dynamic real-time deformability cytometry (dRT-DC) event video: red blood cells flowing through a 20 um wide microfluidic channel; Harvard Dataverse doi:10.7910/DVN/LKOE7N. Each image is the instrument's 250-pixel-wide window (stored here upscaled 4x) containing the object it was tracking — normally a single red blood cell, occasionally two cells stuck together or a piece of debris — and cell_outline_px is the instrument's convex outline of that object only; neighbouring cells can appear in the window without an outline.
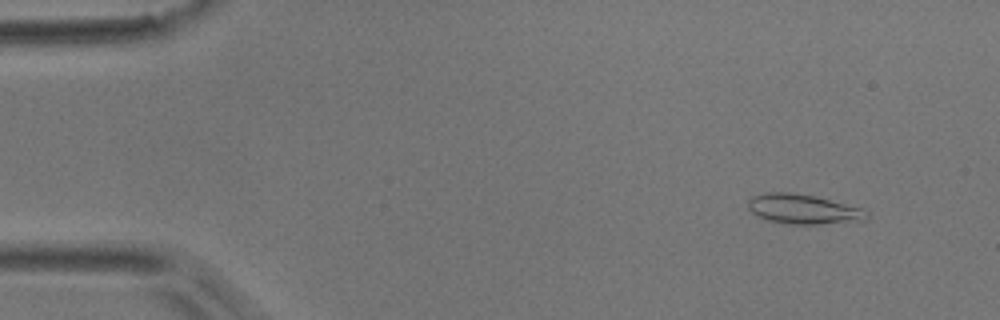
{"species": "common noctule bat (a hibernating species)", "species_latin": "Nyctalus noctula", "temperature_condition": "room temperature", "stored_images_in_passage": 35, "camera_frame_rate_fps": 3000, "um_per_image_px": 0.085, "animal": {"sex": "male", "body_mass_g": 17.9}, "frame": {"image": 1, "passage_image": 2, "time_ms": 0.333, "image_size_px": [1000, 320], "cell_outline_px": [[872, 216], [868, 220], [820, 224], [784, 224], [768, 220], [756, 216], [748, 208], [748, 200], [752, 196], [764, 192], [788, 192], [816, 196], [864, 208]], "centroid_in_image_um": [68.31, 17.78], "position_along_channel_um": 16.7, "area_um2": 20.98}}
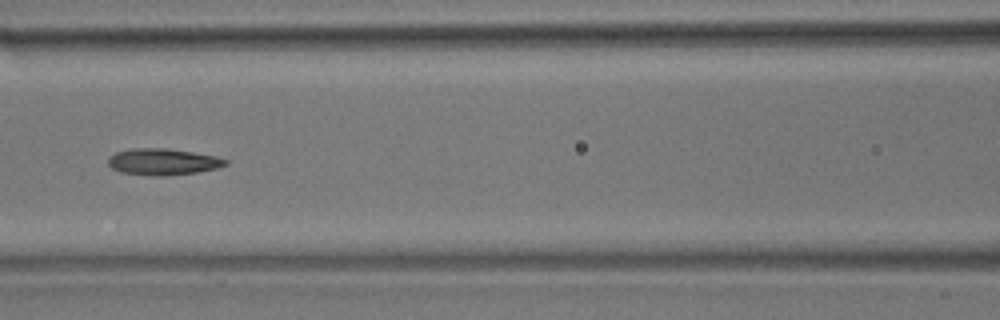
{"frame": {"image": 2, "passage_image": 20, "time_ms": 6.333, "image_size_px": [1000, 320], "cell_outline_px": [[228, 164], [216, 168], [196, 172], [164, 176], [156, 176], [120, 172], [112, 168], [108, 164], [108, 156], [116, 152], [132, 148], [168, 148], [216, 156], [228, 160]], "centroid_in_image_um": [13.83, 13.74], "position_along_channel_um": 152.8, "area_um2": 18.09}}
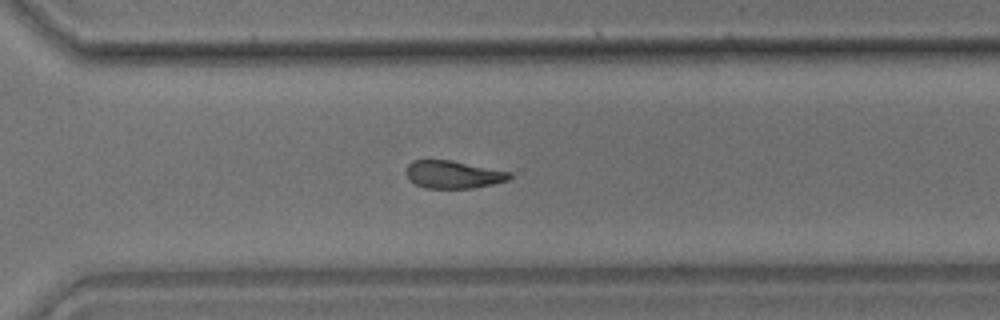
{"frame": {"image": 3, "passage_image": 34, "time_ms": 11.0, "image_size_px": [1000, 320], "cell_outline_px": [[512, 176], [508, 180], [492, 184], [472, 188], [424, 188], [416, 184], [404, 172], [408, 164], [412, 160], [452, 160], [512, 172]], "centroid_in_image_um": [38.53, 14.82], "position_along_channel_um": 332.1, "area_um2": 16.7}}